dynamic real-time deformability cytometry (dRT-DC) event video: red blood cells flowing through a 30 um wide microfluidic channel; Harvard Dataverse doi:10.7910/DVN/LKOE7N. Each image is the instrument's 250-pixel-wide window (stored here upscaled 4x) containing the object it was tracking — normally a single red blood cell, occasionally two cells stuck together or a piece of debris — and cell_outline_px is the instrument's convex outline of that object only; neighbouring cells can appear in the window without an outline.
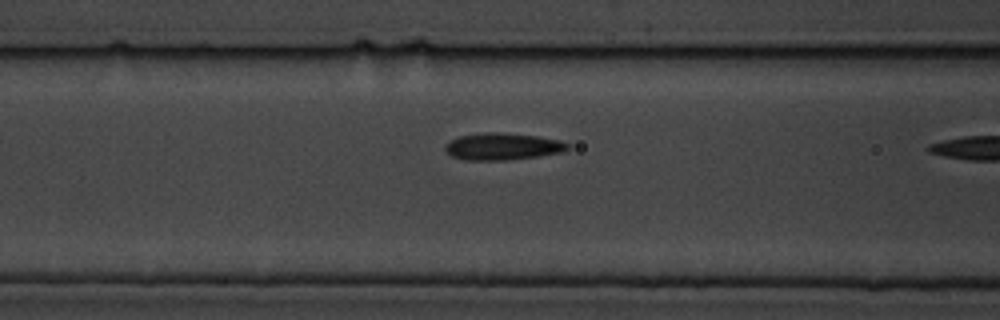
{"species": "common noctule bat (a hibernating species)", "species_latin": "Nyctalus noctula", "temperature_condition": "cold", "stored_images_in_passage": 22, "camera_frame_rate_fps": 3000, "um_per_image_px": 0.085, "animal": {"sex": "male", "body_mass_g": 19.5, "forearm_length_mm": 54.6}, "frame": {"image": 1, "passage_image": 21, "time_ms": 6.667, "image_size_px": [1000, 320], "cell_outline_px": [[568, 148], [560, 152], [540, 156], [508, 160], [464, 160], [452, 156], [444, 148], [444, 144], [448, 140], [460, 136], [484, 132], [500, 132], [536, 136], [560, 140], [568, 144]], "centroid_in_image_um": [42.67, 12.45], "position_along_channel_um": 123.9, "area_um2": 19.25}}